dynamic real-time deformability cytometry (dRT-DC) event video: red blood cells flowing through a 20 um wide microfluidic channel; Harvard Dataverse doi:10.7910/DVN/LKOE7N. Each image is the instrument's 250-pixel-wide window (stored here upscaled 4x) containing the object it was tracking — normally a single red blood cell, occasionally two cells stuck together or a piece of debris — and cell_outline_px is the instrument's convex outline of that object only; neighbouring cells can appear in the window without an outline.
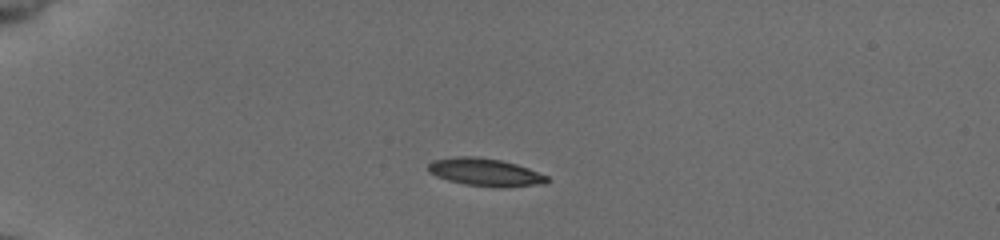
{"species": "common noctule bat (a hibernating species)", "species_latin": "Nyctalus noctula", "temperature_condition": "cold", "stored_images_in_passage": 40, "camera_frame_rate_fps": 3000, "um_per_image_px": 0.085, "animal": {"sex": "female", "body_mass_g": 19.5, "forearm_length_mm": 54.1}, "frame": {"image": 1, "passage_image": 1, "time_ms": 0.0, "image_size_px": [1000, 240], "cell_outline_px": [[548, 180], [544, 184], [500, 188], [464, 184], [448, 180], [436, 176], [428, 172], [428, 164], [432, 160], [456, 156], [476, 156], [500, 160], [516, 164], [528, 168], [548, 176]], "centroid_in_image_um": [41.22, 14.64], "position_along_channel_um": 43.8, "area_um2": 19.31}}
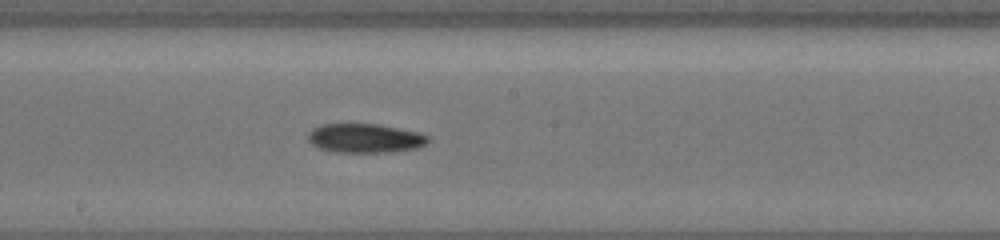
{"frame": {"image": 2, "passage_image": 18, "time_ms": 5.667, "image_size_px": [1000, 240], "cell_outline_px": [[428, 144], [416, 148], [392, 152], [336, 152], [320, 148], [312, 144], [308, 140], [308, 132], [312, 128], [320, 124], [380, 124], [416, 132], [428, 136]], "centroid_in_image_um": [31.01, 11.74], "position_along_channel_um": 217.2, "area_um2": 20.35}}
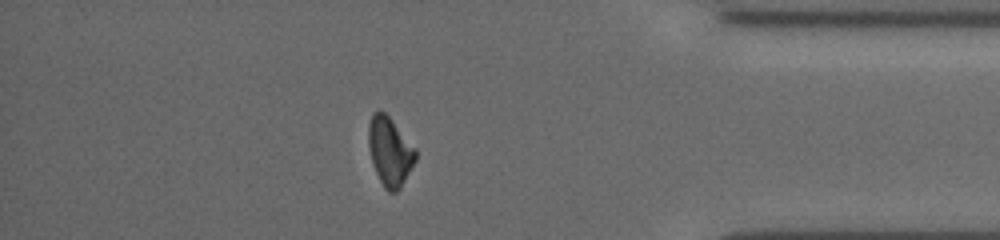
{"frame": {"image": 3, "passage_image": 34, "time_ms": 11.0, "image_size_px": [1000, 240], "cell_outline_px": [[416, 160], [400, 188], [396, 192], [388, 192], [384, 188], [372, 164], [368, 144], [368, 124], [372, 112], [384, 112], [392, 120], [416, 148]], "centroid_in_image_um": [33.13, 12.87], "position_along_channel_um": 402.1, "area_um2": 18.84}, "authors_computed_cell_mechanics": {"area_um2": 19.6231, "velocity_mm_per_s": 3.8929, "shape_relaxation_time_tau1_ms": 4.9585, "shape_relaxation_time_tau2_ms": null, "deformation_change_tau1": 0.1577, "deformation_change_tau2": null}}